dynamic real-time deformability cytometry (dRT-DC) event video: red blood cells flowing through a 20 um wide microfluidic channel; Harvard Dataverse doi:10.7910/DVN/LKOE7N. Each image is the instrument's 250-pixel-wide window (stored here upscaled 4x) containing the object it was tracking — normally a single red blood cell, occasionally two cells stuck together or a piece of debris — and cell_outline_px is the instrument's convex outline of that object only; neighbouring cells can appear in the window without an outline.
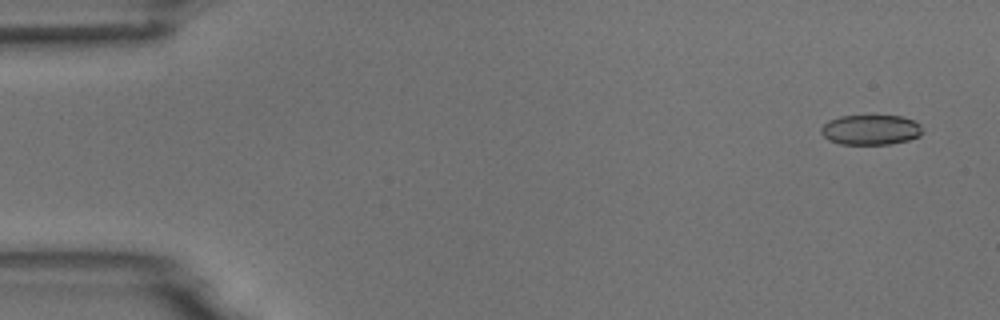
{"species": "common noctule bat (a hibernating species)", "species_latin": "Nyctalus noctula", "temperature_condition": "room temperature", "stored_images_in_passage": 54, "camera_frame_rate_fps": 3000, "um_per_image_px": 0.085, "animal": {"sex": "male", "body_mass_g": 18.8}, "frame": {"image": 1, "passage_image": 3, "time_ms": 0.667, "image_size_px": [1000, 320], "cell_outline_px": [[924, 132], [920, 136], [908, 140], [888, 144], [840, 144], [828, 140], [820, 132], [820, 128], [828, 120], [840, 116], [900, 116], [912, 120], [920, 124]], "centroid_in_image_um": [74.0, 11.03], "position_along_channel_um": 11.0, "area_um2": 17.8}}
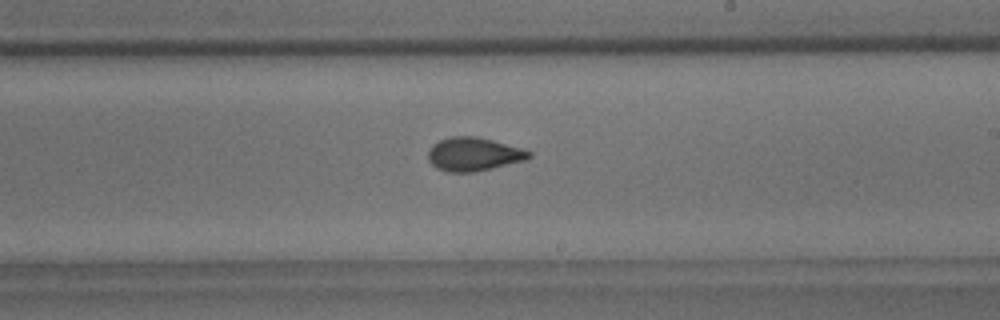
{"frame": {"image": 2, "passage_image": 32, "time_ms": 10.333, "image_size_px": [1000, 320], "cell_outline_px": [[532, 156], [528, 160], [476, 172], [444, 172], [436, 168], [428, 160], [428, 152], [432, 144], [448, 136], [476, 136], [524, 148], [532, 152]], "centroid_in_image_um": [40.28, 13.11], "position_along_channel_um": 248.7, "area_um2": 20.11}}
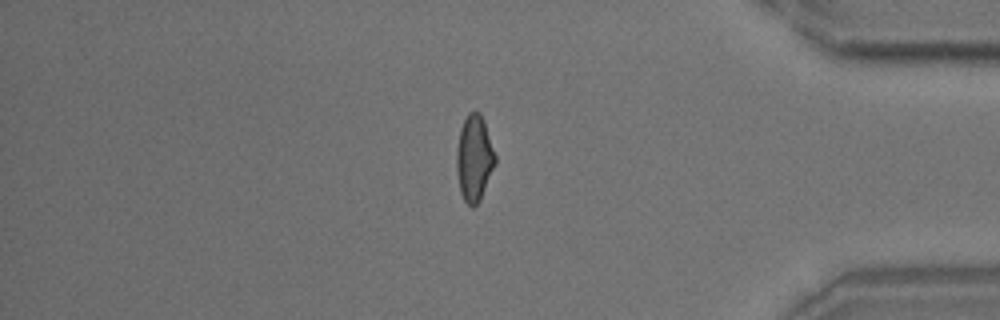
{"frame": {"image": 3, "passage_image": 46, "time_ms": 15.0, "image_size_px": [1000, 320], "cell_outline_px": [[496, 164], [480, 200], [472, 208], [464, 200], [460, 192], [456, 172], [456, 152], [460, 128], [468, 112], [480, 112], [484, 120], [496, 156]], "centroid_in_image_um": [40.31, 13.45], "position_along_channel_um": 394.9, "area_um2": 19.54}, "authors_computed_cell_mechanics": {"area_um2": 19.074, "velocity_mm_per_s": 3.7346, "shape_relaxation_time_tau1_ms": 4.1308, "shape_relaxation_time_tau2_ms": 1.6641, "deformation_change_tau1": 0.1209, "deformation_change_tau2": 0.07}}